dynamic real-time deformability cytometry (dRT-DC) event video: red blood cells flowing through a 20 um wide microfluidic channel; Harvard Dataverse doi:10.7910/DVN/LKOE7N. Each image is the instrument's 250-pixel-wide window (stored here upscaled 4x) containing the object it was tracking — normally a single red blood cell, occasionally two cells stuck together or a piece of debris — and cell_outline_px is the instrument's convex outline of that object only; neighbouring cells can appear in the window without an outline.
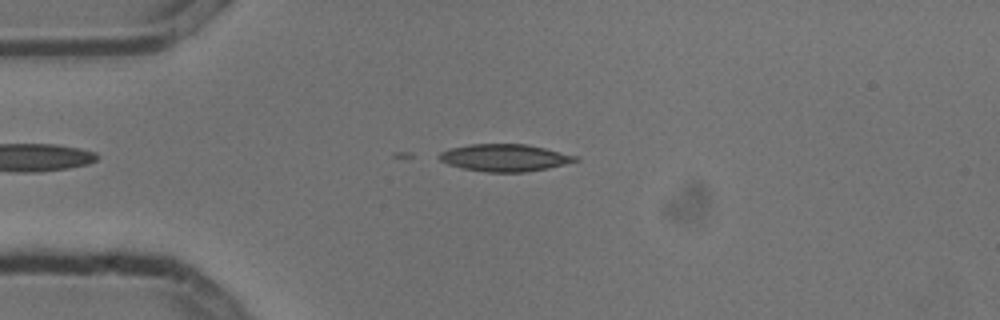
{"species": "common noctule bat (a hibernating species)", "species_latin": "Nyctalus noctula", "temperature_condition": "cold", "stored_images_in_passage": 4, "camera_frame_rate_fps": 3000, "um_per_image_px": 0.085, "animal": {"sex": "male", "body_mass_g": 13.3}, "frame": {"image": 1, "passage_image": 3, "time_ms": 0.667, "image_size_px": [1000, 320], "cell_outline_px": [[580, 160], [548, 168], [524, 172], [488, 172], [464, 168], [448, 164], [440, 160], [440, 152], [448, 148], [468, 144], [524, 144], [544, 148], [580, 156]], "centroid_in_image_um": [42.92, 13.4], "position_along_channel_um": 42.1, "area_um2": 21.5}}